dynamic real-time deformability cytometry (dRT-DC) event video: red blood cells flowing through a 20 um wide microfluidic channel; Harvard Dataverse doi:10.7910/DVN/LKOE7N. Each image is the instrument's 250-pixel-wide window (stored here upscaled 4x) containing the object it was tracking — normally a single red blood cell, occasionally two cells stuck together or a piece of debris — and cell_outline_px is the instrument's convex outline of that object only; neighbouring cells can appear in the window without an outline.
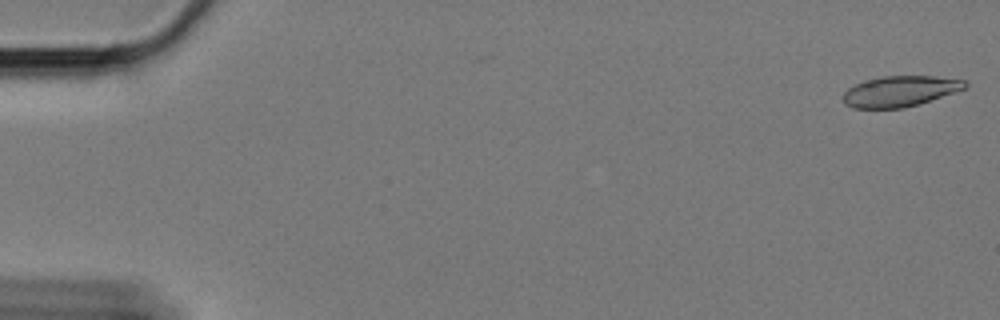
{"species": "Egyptian fruit bat (a non-hibernating species)", "species_latin": "Rousettus aegyptiacus", "temperature_condition": "cold", "stored_images_in_passage": 60, "camera_frame_rate_fps": 3000, "um_per_image_px": 0.085, "animal": {"sex": "female"}, "frame": {"image": 1, "passage_image": 1, "time_ms": 0.0, "image_size_px": [1000, 320], "cell_outline_px": [[968, 84], [964, 88], [904, 108], [852, 108], [844, 104], [844, 92], [848, 88], [864, 80], [880, 76], [932, 76], [964, 80]], "centroid_in_image_um": [76.42, 7.75], "position_along_channel_um": 8.6, "area_um2": 21.39}}
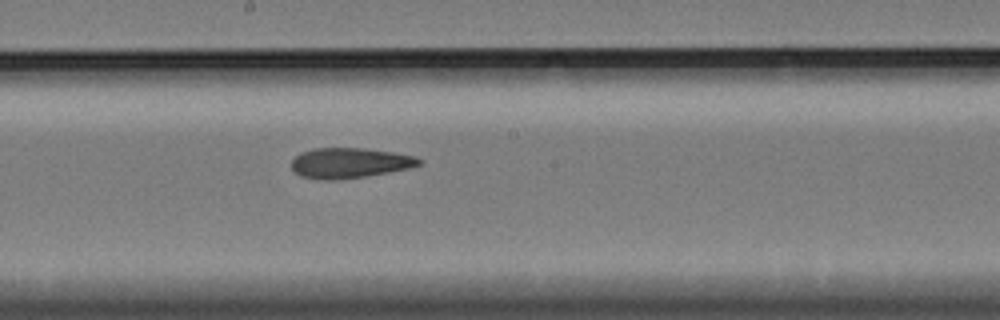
{"frame": {"image": 2, "passage_image": 33, "time_ms": 10.667, "image_size_px": [1000, 320], "cell_outline_px": [[424, 160], [420, 164], [408, 168], [388, 172], [364, 176], [336, 180], [324, 180], [300, 176], [292, 168], [292, 160], [300, 152], [312, 148], [364, 148], [392, 152], [416, 156]], "centroid_in_image_um": [29.71, 13.84], "position_along_channel_um": 218.5, "area_um2": 22.43}}
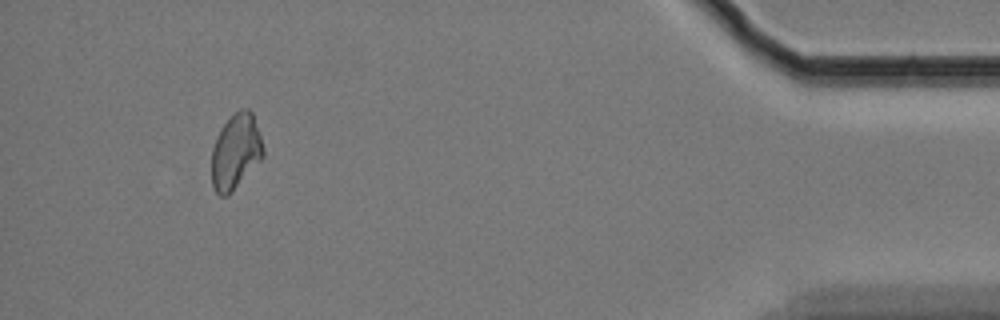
{"frame": {"image": 3, "passage_image": 56, "time_ms": 18.333, "image_size_px": [1000, 320], "cell_outline_px": [[264, 156], [228, 196], [220, 196], [216, 192], [212, 184], [212, 148], [216, 136], [220, 128], [240, 108], [248, 108], [252, 112], [264, 148]], "centroid_in_image_um": [20.03, 12.89], "position_along_channel_um": 415.2, "area_um2": 22.48}, "authors_computed_cell_mechanics": {"area_um2": 22.831, "velocity_mm_per_s": 3.336, "shape_relaxation_time_tau1_ms": null, "shape_relaxation_time_tau2_ms": 5.873, "deformation_change_tau1": null, "deformation_change_tau2": 0.1228}}